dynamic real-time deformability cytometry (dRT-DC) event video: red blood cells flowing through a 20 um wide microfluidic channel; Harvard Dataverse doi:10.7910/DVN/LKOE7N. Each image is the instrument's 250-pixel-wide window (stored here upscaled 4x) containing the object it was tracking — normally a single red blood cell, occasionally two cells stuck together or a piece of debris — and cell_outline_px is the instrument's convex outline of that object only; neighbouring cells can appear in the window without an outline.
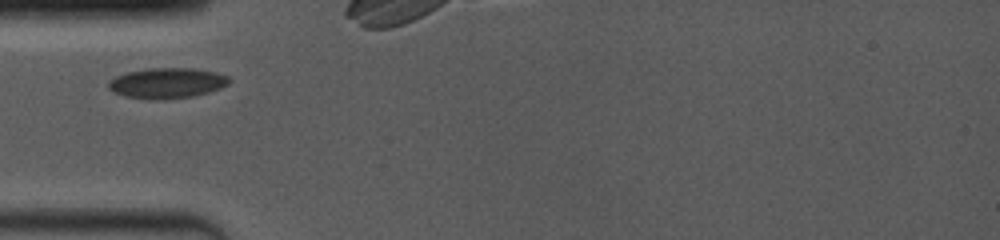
{"species": "common noctule bat (a hibernating species)", "species_latin": "Nyctalus noctula", "temperature_condition": "room temperature", "stored_images_in_passage": 36, "camera_frame_rate_fps": 4000, "um_per_image_px": 0.085, "animal": {"sex": "female", "body_mass_g": 19.0, "forearm_length_mm": 53.3}, "frame": {"image": 1, "passage_image": 1, "time_ms": 0.0, "image_size_px": [1000, 240], "cell_outline_px": [[232, 80], [228, 84], [220, 88], [208, 92], [192, 96], [164, 100], [152, 100], [124, 96], [112, 92], [108, 88], [108, 80], [124, 72], [148, 68], [192, 68], [216, 72], [228, 76]], "centroid_in_image_um": [14.16, 7.06], "position_along_channel_um": 70.8, "area_um2": 21.73}}
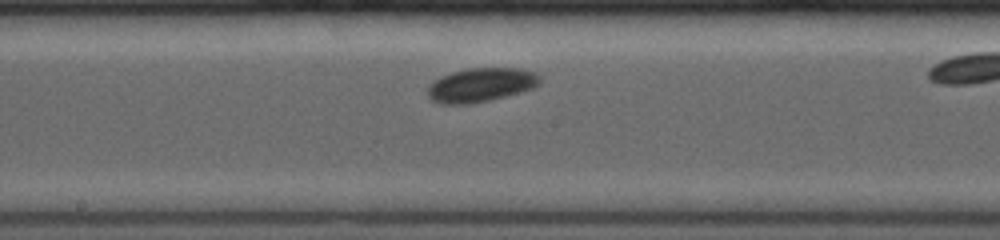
{"frame": {"image": 2, "passage_image": 17, "time_ms": 3.5, "image_size_px": [1000, 240], "cell_outline_px": [[540, 84], [532, 88], [520, 92], [488, 100], [468, 104], [440, 104], [432, 100], [428, 96], [428, 88], [436, 80], [452, 72], [468, 68], [520, 68], [532, 72], [540, 76]], "centroid_in_image_um": [40.89, 7.22], "position_along_channel_um": 207.3, "area_um2": 21.85}}
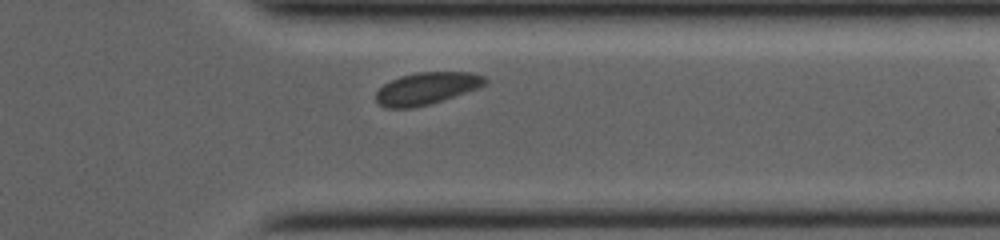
{"frame": {"image": 3, "passage_image": 32, "time_ms": 7.75, "image_size_px": [1000, 240], "cell_outline_px": [[488, 84], [480, 88], [428, 104], [412, 108], [384, 108], [376, 100], [376, 92], [384, 84], [400, 76], [416, 72], [472, 72], [484, 76], [488, 80]], "centroid_in_image_um": [36.3, 7.5], "position_along_channel_um": 375.1, "area_um2": 20.46}}